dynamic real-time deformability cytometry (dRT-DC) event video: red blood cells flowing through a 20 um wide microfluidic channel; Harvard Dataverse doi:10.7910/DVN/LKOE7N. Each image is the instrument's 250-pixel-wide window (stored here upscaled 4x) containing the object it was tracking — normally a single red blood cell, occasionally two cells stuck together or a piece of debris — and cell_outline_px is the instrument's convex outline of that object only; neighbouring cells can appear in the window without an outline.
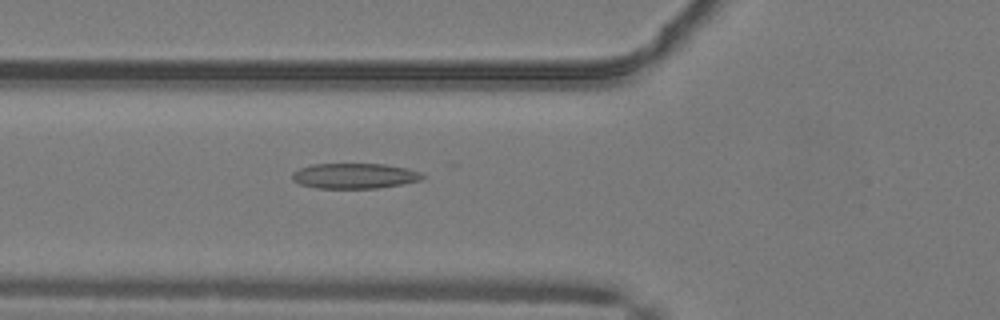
{"species": "common noctule bat (a hibernating species)", "species_latin": "Nyctalus noctula", "temperature_condition": "warm", "stored_images_in_passage": 35, "camera_frame_rate_fps": 3000, "um_per_image_px": 0.085, "animal": {"sex": "male", "body_mass_g": 19.2, "forearm_length_mm": 51.8}, "frame": {"image": 1, "passage_image": 4, "time_ms": 1.0, "image_size_px": [1000, 320], "cell_outline_px": [[424, 176], [420, 180], [400, 184], [376, 188], [316, 188], [300, 184], [292, 180], [292, 172], [300, 168], [312, 164], [384, 164], [408, 168], [420, 172]], "centroid_in_image_um": [30.1, 14.94], "position_along_channel_um": 95.7, "area_um2": 19.13}}
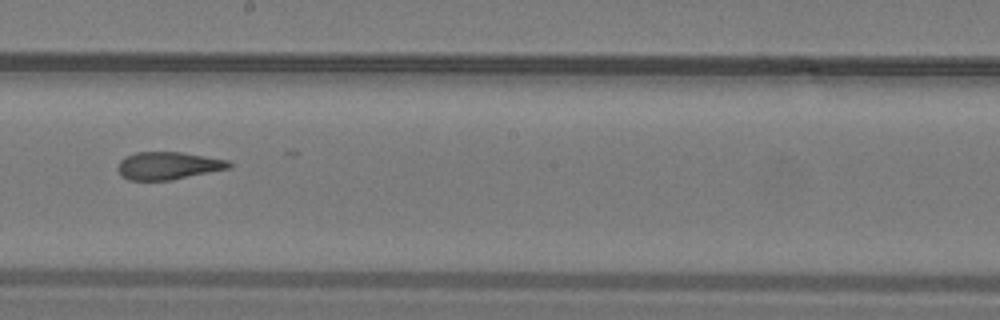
{"frame": {"image": 2, "passage_image": 14, "time_ms": 4.333, "image_size_px": [1000, 320], "cell_outline_px": [[232, 168], [172, 180], [128, 180], [120, 176], [116, 168], [120, 160], [124, 156], [136, 152], [180, 152], [228, 160], [232, 164]], "centroid_in_image_um": [14.26, 14.09], "position_along_channel_um": 233.9, "area_um2": 18.15}}
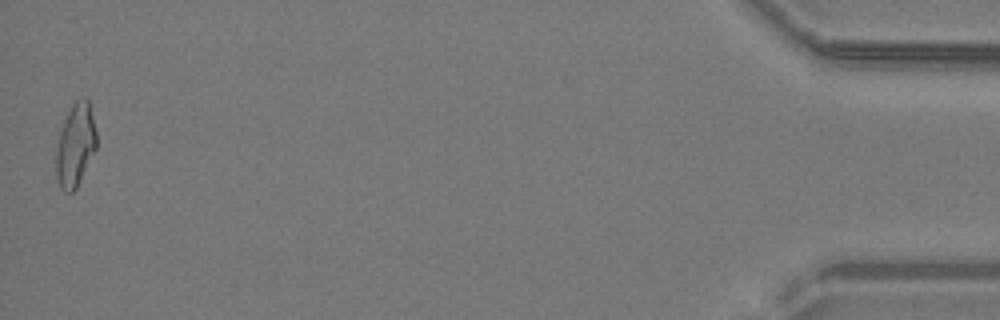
{"frame": {"image": 3, "passage_image": 35, "time_ms": 11.333, "image_size_px": [1000, 320], "cell_outline_px": [[96, 148], [76, 188], [72, 192], [64, 192], [60, 188], [56, 176], [56, 144], [64, 120], [72, 104], [76, 100], [84, 96], [88, 100], [96, 132]], "centroid_in_image_um": [6.39, 12.34], "position_along_channel_um": 428.8, "area_um2": 19.36}, "authors_computed_cell_mechanics": {"area_um2": 18.5538, "velocity_mm_per_s": 4.1285, "shape_relaxation_time_tau1_ms": null, "shape_relaxation_time_tau2_ms": 2.17, "deformation_change_tau1": null, "deformation_change_tau2": 0.1092}}